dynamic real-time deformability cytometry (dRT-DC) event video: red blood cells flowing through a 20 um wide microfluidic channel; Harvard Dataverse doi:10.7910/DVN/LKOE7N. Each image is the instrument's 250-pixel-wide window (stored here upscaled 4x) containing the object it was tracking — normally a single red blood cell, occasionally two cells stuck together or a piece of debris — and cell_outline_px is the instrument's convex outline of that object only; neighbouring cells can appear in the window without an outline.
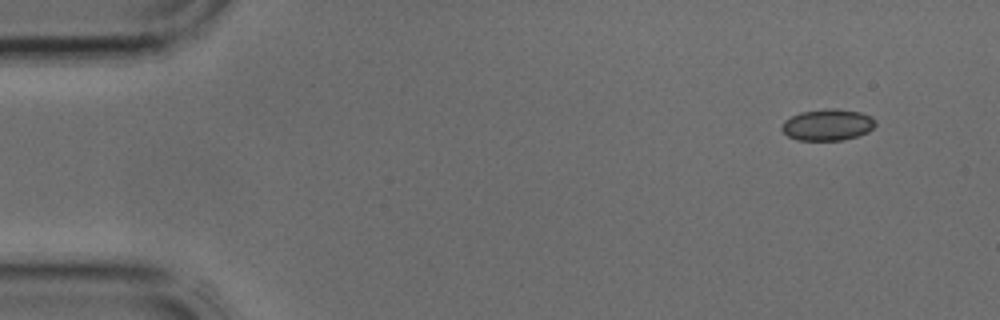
{"species": "common noctule bat (a hibernating species)", "species_latin": "Nyctalus noctula", "temperature_condition": "cold", "stored_images_in_passage": 2, "segment_of_instrument_passage": [2, 2], "camera_frame_rate_fps": 3000, "um_per_image_px": 0.085, "animal": {"sex": "male", "body_mass_g": 17.9, "forearm_length_mm": 54.2}, "frame": {"image": 1, "passage_image": 2, "time_ms": 0.333, "image_size_px": [1000, 320], "cell_outline_px": [[876, 124], [868, 132], [856, 136], [840, 140], [796, 140], [788, 136], [780, 128], [784, 120], [800, 112], [828, 108], [836, 108], [860, 112], [872, 116], [876, 120]], "centroid_in_image_um": [70.34, 10.6], "position_along_channel_um": 14.7, "area_um2": 17.22}}